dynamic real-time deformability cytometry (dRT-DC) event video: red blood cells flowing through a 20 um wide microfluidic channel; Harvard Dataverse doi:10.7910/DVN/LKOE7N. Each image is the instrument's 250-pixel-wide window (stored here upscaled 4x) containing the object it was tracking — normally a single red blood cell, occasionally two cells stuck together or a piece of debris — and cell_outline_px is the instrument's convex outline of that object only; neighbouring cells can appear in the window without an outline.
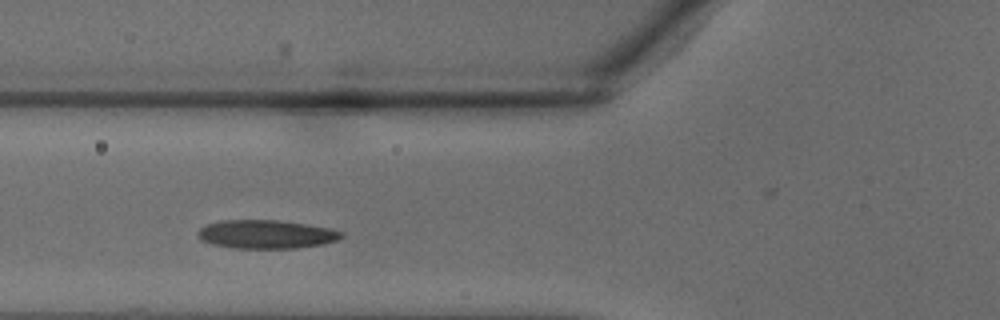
{"species": "common noctule bat (a hibernating species)", "species_latin": "Nyctalus noctula", "temperature_condition": "warm", "stored_images_in_passage": 8, "camera_frame_rate_fps": 3000, "um_per_image_px": 0.085, "animal": {"sex": "male", "body_mass_g": 18.8}, "frame": {"image": 1, "passage_image": 6, "time_ms": 1.667, "image_size_px": [1000, 320], "cell_outline_px": [[344, 236], [336, 240], [320, 244], [296, 248], [236, 248], [212, 244], [200, 240], [200, 228], [208, 224], [220, 220], [280, 220], [328, 228], [344, 232]], "centroid_in_image_um": [22.63, 19.91], "position_along_channel_um": 103.2, "area_um2": 23.58}}